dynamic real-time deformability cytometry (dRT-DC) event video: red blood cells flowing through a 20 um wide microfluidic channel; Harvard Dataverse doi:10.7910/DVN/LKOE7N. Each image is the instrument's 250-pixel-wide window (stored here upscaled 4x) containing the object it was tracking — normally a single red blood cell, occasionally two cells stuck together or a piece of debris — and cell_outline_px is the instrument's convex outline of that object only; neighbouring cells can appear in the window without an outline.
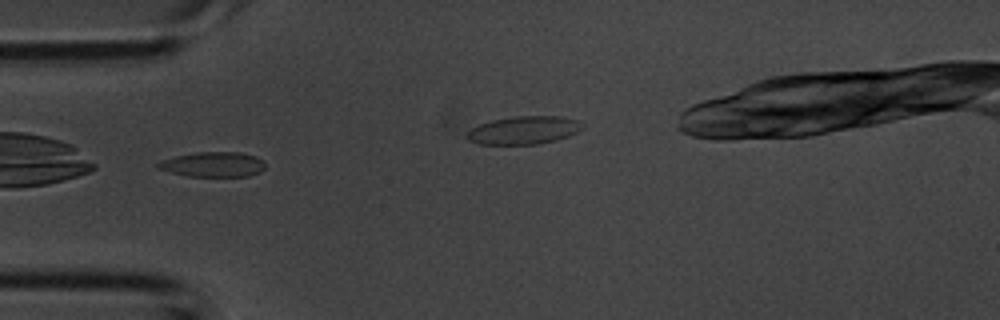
{"species": "common noctule bat (a hibernating species)", "species_latin": "Nyctalus noctula", "temperature_condition": "room temperature", "stored_images_in_passage": 20, "camera_frame_rate_fps": 3000, "um_per_image_px": 0.085, "animal": {"sex": "male", "body_mass_g": 20.1, "forearm_length_mm": 53.5}, "frame": {"image": 1, "passage_image": 1, "time_ms": 0.0, "image_size_px": [1000, 320], "cell_outline_px": [[264, 168], [260, 172], [248, 176], [188, 176], [156, 168], [156, 164], [160, 160], [176, 156], [196, 152], [240, 152], [256, 156], [264, 160]], "centroid_in_image_um": [18.12, 13.97], "position_along_channel_um": 66.9, "area_um2": 15.61}}